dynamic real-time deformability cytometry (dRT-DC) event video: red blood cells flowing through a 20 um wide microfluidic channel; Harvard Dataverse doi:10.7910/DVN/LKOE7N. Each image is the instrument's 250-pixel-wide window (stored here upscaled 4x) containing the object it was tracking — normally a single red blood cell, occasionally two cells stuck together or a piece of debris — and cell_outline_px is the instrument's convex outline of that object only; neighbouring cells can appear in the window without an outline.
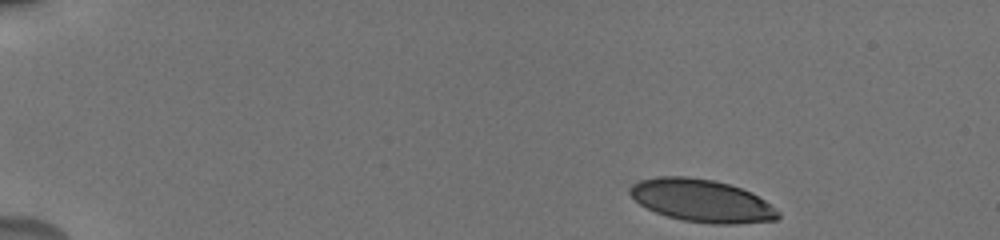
{"species": "human", "species_latin": "Homo sapiens", "temperature_condition": "cold", "stored_images_in_passage": 44, "camera_frame_rate_fps": 3000, "um_per_image_px": 0.085, "donor": {"sex": "male"}, "frame": {"image": 1, "passage_image": 1, "time_ms": 0.0, "image_size_px": [1000, 240], "cell_outline_px": [[780, 216], [776, 220], [736, 224], [712, 224], [684, 220], [668, 216], [656, 212], [640, 204], [628, 192], [628, 188], [632, 184], [640, 180], [656, 176], [688, 176], [712, 180], [728, 184], [752, 192], [764, 200], [780, 212]], "centroid_in_image_um": [59.64, 17.05], "position_along_channel_um": 25.4, "area_um2": 36.7}}
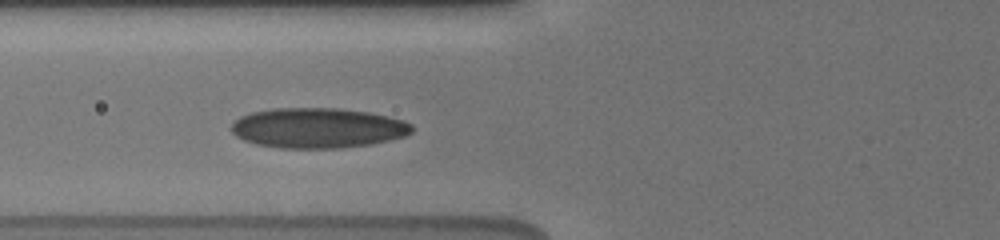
{"frame": {"image": 2, "passage_image": 15, "time_ms": 5.0, "image_size_px": [1000, 240], "cell_outline_px": [[412, 132], [404, 136], [372, 144], [340, 148], [280, 148], [256, 144], [244, 140], [236, 136], [232, 132], [232, 124], [240, 116], [252, 112], [272, 108], [340, 108], [368, 112], [388, 116], [404, 120], [412, 124]], "centroid_in_image_um": [27.02, 10.87], "position_along_channel_um": 98.8, "area_um2": 42.31}}
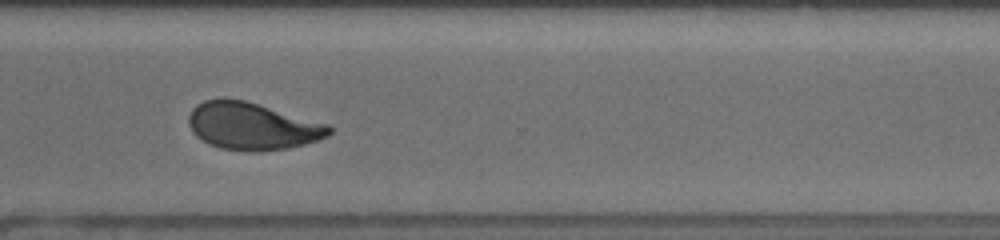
{"frame": {"image": 3, "passage_image": 33, "time_ms": 11.667, "image_size_px": [1000, 240], "cell_outline_px": [[332, 132], [328, 136], [304, 144], [288, 148], [260, 152], [220, 148], [208, 144], [196, 136], [192, 132], [188, 124], [188, 116], [192, 108], [196, 104], [204, 100], [224, 96], [244, 100], [328, 124], [332, 128]], "centroid_in_image_um": [21.39, 10.7], "position_along_channel_um": 349.2, "area_um2": 38.96}, "authors_computed_cell_mechanics": {"area_um2": 39.0728, "velocity_mm_per_s": 3.758, "shape_relaxation_time_tau1_ms": 5.4891, "shape_relaxation_time_tau2_ms": 1.157, "deformation_change_tau1": 0.1589, "deformation_change_tau2": 0.0731}}